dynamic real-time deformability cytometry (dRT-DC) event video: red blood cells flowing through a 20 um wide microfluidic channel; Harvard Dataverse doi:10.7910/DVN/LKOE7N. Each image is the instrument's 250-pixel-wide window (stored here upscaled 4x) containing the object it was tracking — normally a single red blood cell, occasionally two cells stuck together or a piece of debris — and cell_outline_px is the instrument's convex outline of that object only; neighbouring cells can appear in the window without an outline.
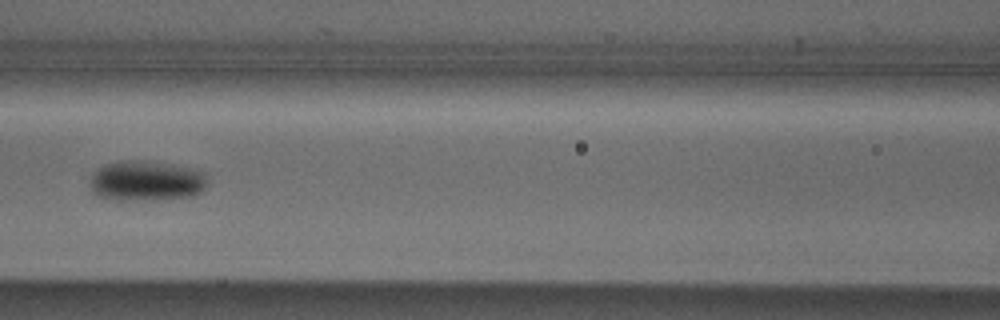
{"species": "Egyptian fruit bat (a non-hibernating species)", "species_latin": "Rousettus aegyptiacus", "temperature_condition": "cold", "stored_images_in_passage": 6, "camera_frame_rate_fps": 3000, "um_per_image_px": 0.085, "animal": {"sex": "male"}, "frame": {"image": 1, "passage_image": 6, "time_ms": 6.0, "image_size_px": [1000, 320], "cell_outline_px": [[204, 188], [200, 192], [192, 196], [152, 200], [116, 200], [100, 196], [92, 192], [92, 176], [104, 164], [128, 160], [132, 160], [188, 168], [204, 172]], "centroid_in_image_um": [12.4, 15.41], "position_along_channel_um": 154.2, "area_um2": 26.59}}